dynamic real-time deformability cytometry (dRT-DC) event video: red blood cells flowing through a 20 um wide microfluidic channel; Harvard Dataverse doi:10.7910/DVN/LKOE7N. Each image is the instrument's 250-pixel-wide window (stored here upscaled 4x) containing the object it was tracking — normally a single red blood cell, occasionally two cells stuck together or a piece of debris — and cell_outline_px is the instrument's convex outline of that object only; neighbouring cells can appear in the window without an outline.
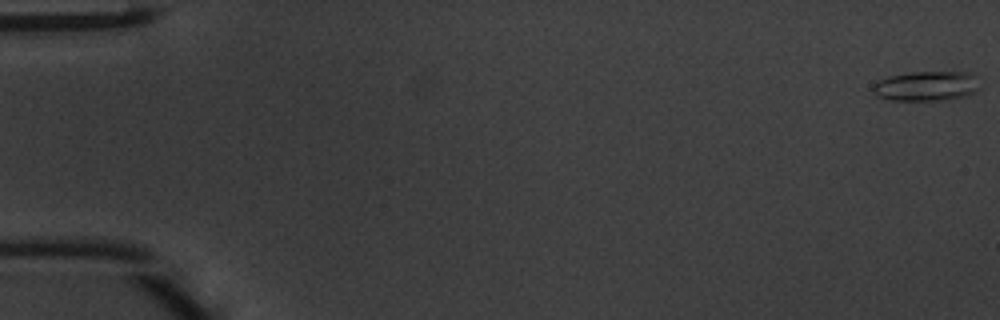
{"species": "common noctule bat (a hibernating species)", "species_latin": "Nyctalus noctula", "temperature_condition": "warm", "stored_images_in_passage": 48, "camera_frame_rate_fps": 3000, "um_per_image_px": 0.085, "animal": {"sex": "male", "body_mass_g": 20.1, "forearm_length_mm": 53.5}, "frame": {"image": 1, "passage_image": 1, "time_ms": 0.0, "image_size_px": [1000, 320], "cell_outline_px": [[980, 88], [964, 96], [948, 100], [888, 100], [876, 96], [872, 92], [872, 84], [888, 76], [908, 72], [968, 72], [972, 76]], "centroid_in_image_um": [78.65, 7.32], "position_along_channel_um": 6.4, "area_um2": 18.5}}
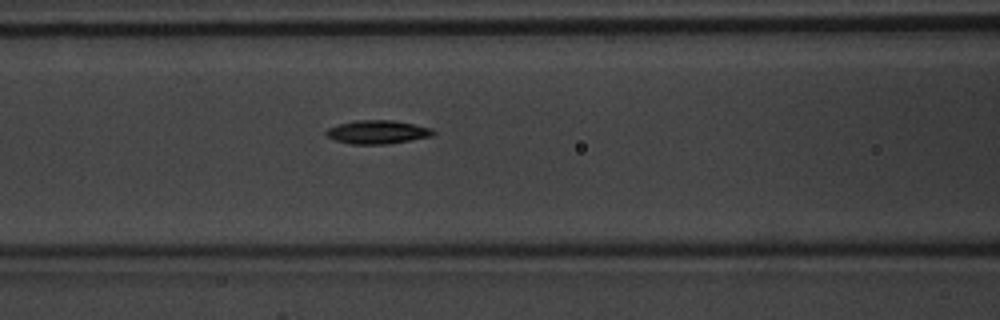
{"frame": {"image": 2, "passage_image": 21, "time_ms": 6.667, "image_size_px": [1000, 320], "cell_outline_px": [[436, 132], [432, 136], [388, 144], [352, 144], [336, 140], [324, 136], [324, 132], [328, 128], [340, 124], [356, 120], [392, 120], [432, 128]], "centroid_in_image_um": [32.07, 11.23], "position_along_channel_um": 134.5, "area_um2": 14.62}}
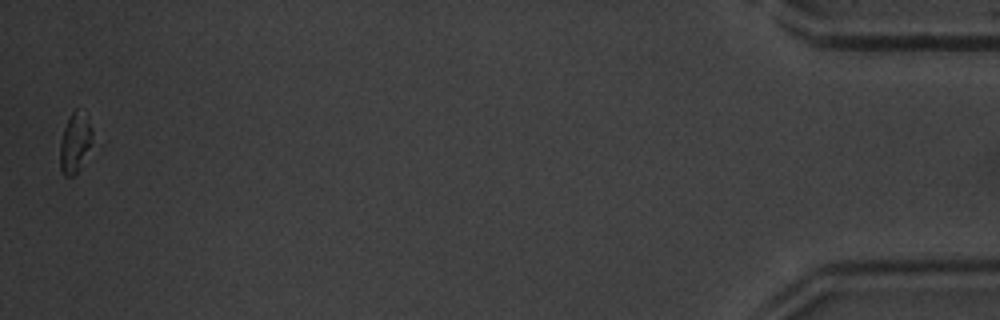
{"frame": {"image": 3, "passage_image": 48, "time_ms": 15.667, "image_size_px": [1000, 320], "cell_outline_px": [[92, 136], [80, 168], [72, 176], [64, 176], [60, 168], [60, 144], [64, 128], [72, 112], [76, 108], [92, 128]], "centroid_in_image_um": [6.33, 12.19], "position_along_channel_um": 428.9, "area_um2": 10.58}, "authors_computed_cell_mechanics": {"area_um2": 14.2188, "velocity_mm_per_s": 4.2486, "shape_relaxation_time_tau1_ms": 2.4803, "shape_relaxation_time_tau2_ms": null, "deformation_change_tau1": 0.1066, "deformation_change_tau2": null}}